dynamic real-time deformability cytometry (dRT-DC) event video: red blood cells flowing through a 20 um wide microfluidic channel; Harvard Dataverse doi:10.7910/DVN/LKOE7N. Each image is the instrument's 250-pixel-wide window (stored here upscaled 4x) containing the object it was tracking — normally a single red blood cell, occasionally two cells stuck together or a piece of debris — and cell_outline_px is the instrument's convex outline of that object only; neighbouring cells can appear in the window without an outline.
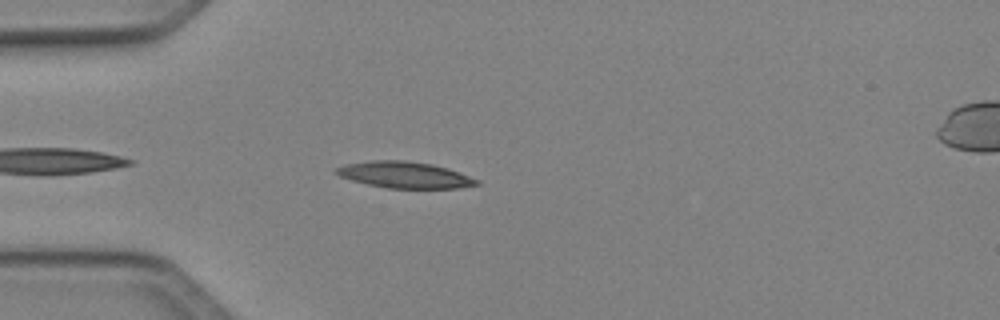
{"species": "Egyptian fruit bat (a non-hibernating species)", "species_latin": "Rousettus aegyptiacus", "temperature_condition": "cold", "stored_images_in_passage": 36, "camera_frame_rate_fps": 3000, "um_per_image_px": 0.085, "animal": {"sex": "female"}, "frame": {"image": 1, "passage_image": 3, "time_ms": 0.667, "image_size_px": [1000, 320], "cell_outline_px": [[480, 184], [460, 188], [388, 188], [368, 184], [352, 180], [340, 176], [336, 172], [336, 168], [344, 164], [372, 160], [404, 160], [432, 164], [448, 168], [460, 172], [480, 180]], "centroid_in_image_um": [34.44, 14.86], "position_along_channel_um": 50.6, "area_um2": 21.56}}
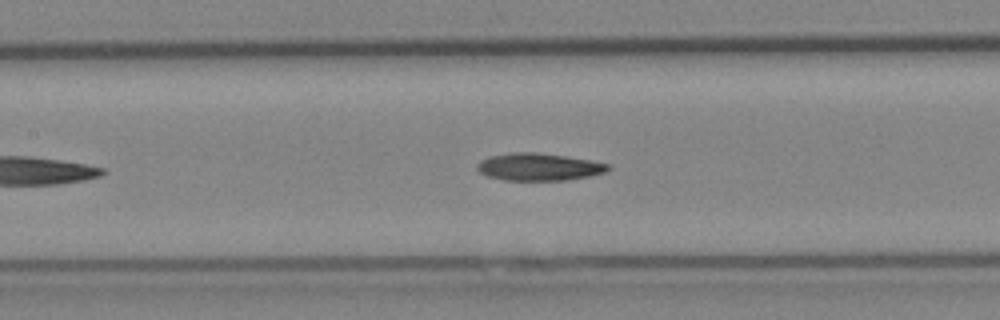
{"frame": {"image": 2, "passage_image": 12, "time_ms": 3.667, "image_size_px": [1000, 320], "cell_outline_px": [[612, 168], [604, 172], [592, 176], [568, 180], [504, 180], [488, 176], [480, 172], [476, 168], [476, 164], [480, 160], [488, 156], [512, 152], [536, 152], [592, 160], [612, 164]], "centroid_in_image_um": [45.83, 14.18], "position_along_channel_um": 161.6, "area_um2": 21.15}}
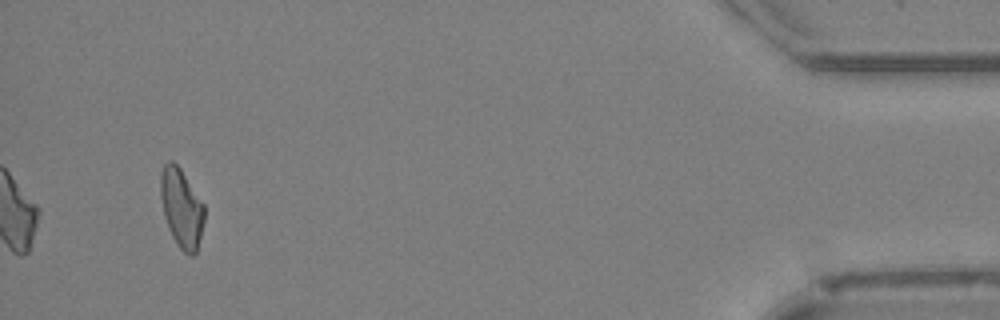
{"frame": {"image": 3, "passage_image": 36, "time_ms": 11.667, "image_size_px": [1000, 320], "cell_outline_px": [[204, 220], [196, 252], [192, 256], [188, 256], [180, 248], [172, 236], [168, 228], [164, 216], [160, 196], [160, 172], [164, 164], [168, 160], [172, 160], [180, 168], [204, 204]], "centroid_in_image_um": [15.41, 17.66], "position_along_channel_um": 419.8, "area_um2": 20.11}, "authors_computed_cell_mechanics": {"area_um2": 20.6346, "velocity_mm_per_s": 4.1432, "shape_relaxation_time_tau1_ms": 11.3521, "shape_relaxation_time_tau2_ms": 7.1459, "deformation_change_tau1": 0.2577, "deformation_change_tau2": 0.1936}}